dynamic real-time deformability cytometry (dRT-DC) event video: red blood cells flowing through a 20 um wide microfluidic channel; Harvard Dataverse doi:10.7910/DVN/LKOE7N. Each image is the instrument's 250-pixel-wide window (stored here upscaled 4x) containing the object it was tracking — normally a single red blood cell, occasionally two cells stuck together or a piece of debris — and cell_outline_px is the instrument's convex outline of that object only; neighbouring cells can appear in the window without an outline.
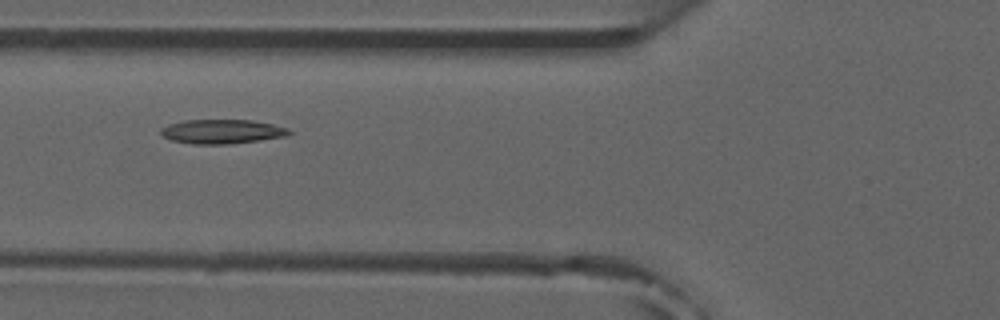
{"species": "common noctule bat (a hibernating species)", "species_latin": "Nyctalus noctula", "temperature_condition": "room temperature", "stored_images_in_passage": 7, "camera_frame_rate_fps": 3000, "um_per_image_px": 0.085, "animal": {"sex": "male", "forearm_length_mm": 52.5}, "frame": {"image": 1, "passage_image": 5, "time_ms": 5.333, "image_size_px": [1000, 320], "cell_outline_px": [[292, 132], [284, 136], [228, 144], [192, 144], [172, 140], [164, 136], [160, 132], [160, 128], [168, 124], [184, 120], [252, 120], [272, 124], [288, 128]], "centroid_in_image_um": [18.82, 11.17], "position_along_channel_um": 107.0, "area_um2": 17.92}}
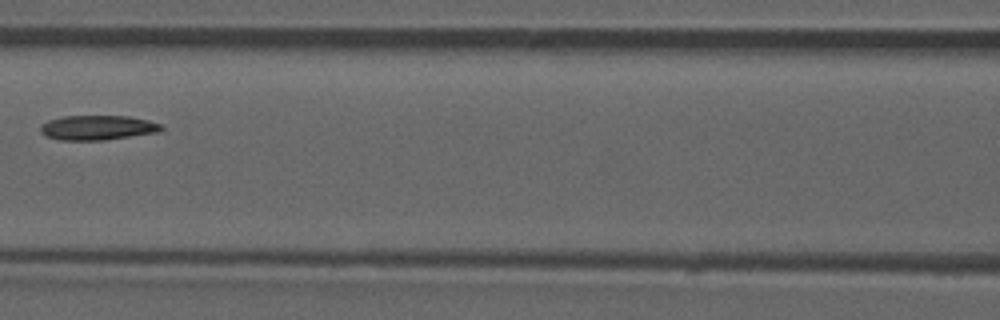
{"frame": {"image": 2, "passage_image": 6, "time_ms": 6.667, "image_size_px": [1000, 320], "cell_outline_px": [[164, 128], [160, 132], [104, 140], [60, 140], [48, 136], [40, 132], [40, 124], [48, 120], [64, 116], [128, 116], [148, 120], [160, 124]], "centroid_in_image_um": [8.3, 10.85], "position_along_channel_um": 158.3, "area_um2": 17.4}}